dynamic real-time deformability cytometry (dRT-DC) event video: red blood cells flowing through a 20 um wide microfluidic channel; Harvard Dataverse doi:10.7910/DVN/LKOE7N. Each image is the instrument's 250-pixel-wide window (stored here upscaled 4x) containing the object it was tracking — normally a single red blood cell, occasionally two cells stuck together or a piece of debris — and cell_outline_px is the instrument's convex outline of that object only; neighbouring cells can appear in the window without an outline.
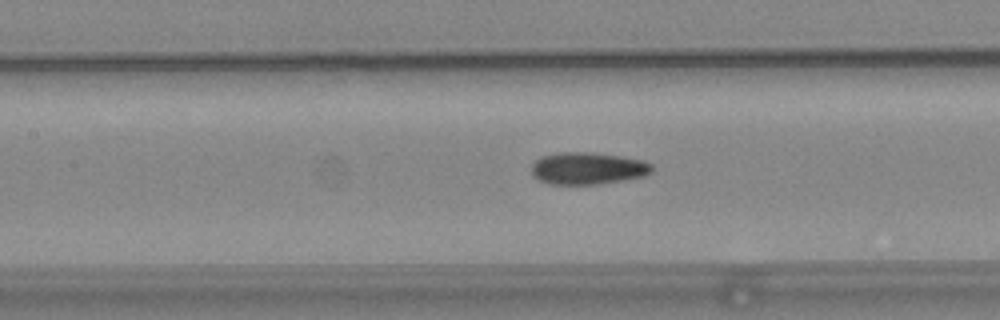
{"species": "common noctule bat (a hibernating species)", "species_latin": "Nyctalus noctula", "temperature_condition": "warm", "stored_images_in_passage": 39, "camera_frame_rate_fps": 3000, "um_per_image_px": 0.085, "animal": {"sex": "female", "body_mass_g": 24.6, "forearm_length_mm": 56.2}, "frame": {"image": 1, "passage_image": 9, "time_ms": 2.667, "image_size_px": [1000, 320], "cell_outline_px": [[652, 172], [644, 176], [624, 180], [600, 184], [548, 184], [536, 180], [532, 176], [532, 164], [540, 156], [556, 152], [592, 152], [620, 156], [644, 160], [652, 164]], "centroid_in_image_um": [49.93, 14.31], "position_along_channel_um": 157.5, "area_um2": 22.89}}
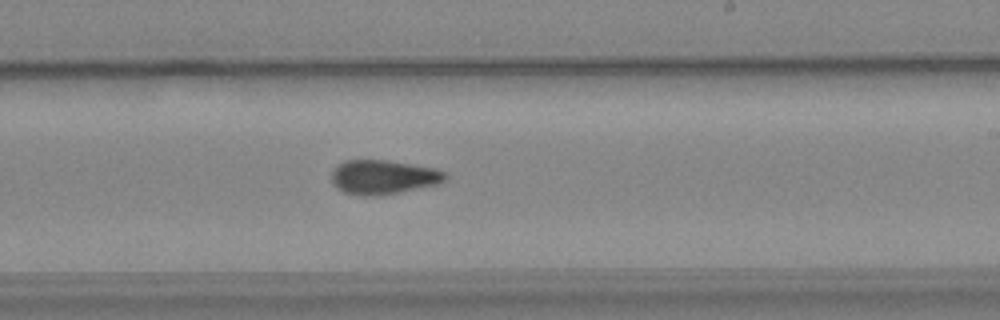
{"frame": {"image": 2, "passage_image": 17, "time_ms": 5.333, "image_size_px": [1000, 320], "cell_outline_px": [[448, 176], [444, 180], [436, 184], [396, 192], [368, 196], [364, 196], [344, 192], [336, 188], [332, 184], [332, 172], [344, 160], [388, 160], [436, 168], [444, 172]], "centroid_in_image_um": [32.55, 15.03], "position_along_channel_um": 256.4, "area_um2": 22.31}}
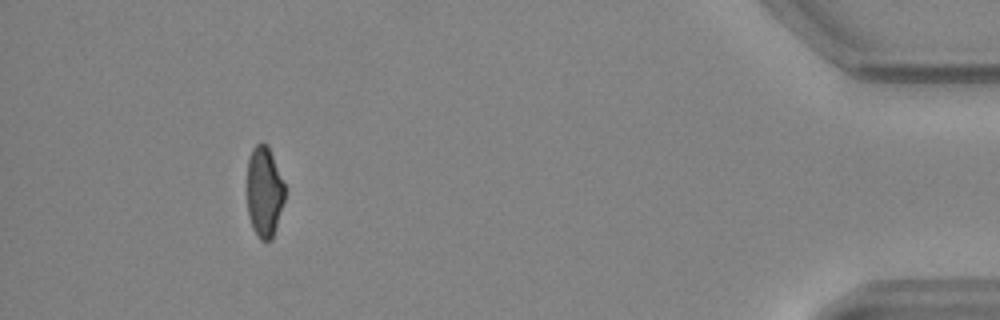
{"frame": {"image": 3, "passage_image": 35, "time_ms": 11.333, "image_size_px": [1000, 320], "cell_outline_px": [[284, 200], [276, 228], [272, 240], [260, 240], [252, 228], [248, 216], [248, 156], [252, 148], [260, 140], [264, 140], [268, 144], [284, 184]], "centroid_in_image_um": [22.45, 16.27], "position_along_channel_um": 412.7, "area_um2": 20.06}, "authors_computed_cell_mechanics": {"area_um2": 22.3108, "velocity_mm_per_s": 3.7226, "shape_relaxation_time_tau1_ms": null, "shape_relaxation_time_tau2_ms": 3.8611, "deformation_change_tau1": null, "deformation_change_tau2": 0.0902}}